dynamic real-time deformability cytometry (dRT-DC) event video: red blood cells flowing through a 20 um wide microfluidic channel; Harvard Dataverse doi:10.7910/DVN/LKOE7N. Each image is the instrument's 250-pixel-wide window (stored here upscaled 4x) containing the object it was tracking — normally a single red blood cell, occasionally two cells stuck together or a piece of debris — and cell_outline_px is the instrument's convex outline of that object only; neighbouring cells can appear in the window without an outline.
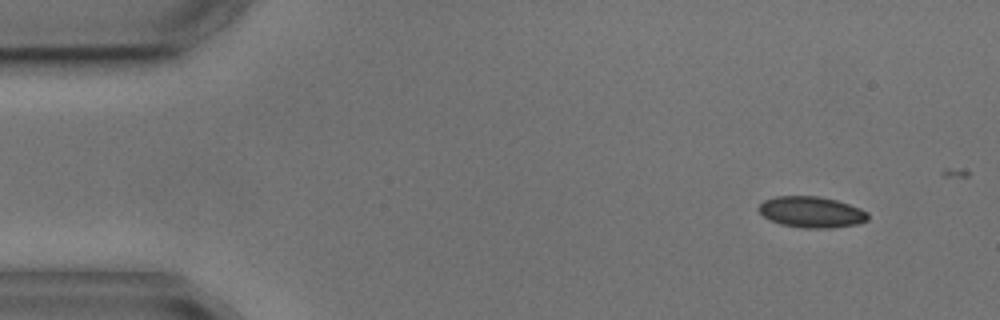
{"species": "common noctule bat (a hibernating species)", "species_latin": "Nyctalus noctula", "temperature_condition": "cold", "stored_images_in_passage": 4, "camera_frame_rate_fps": 3000, "um_per_image_px": 0.085, "animal": {"sex": "male", "body_mass_g": 17.9, "forearm_length_mm": 54.2}, "frame": {"image": 1, "passage_image": 1, "time_ms": 0.0, "image_size_px": [1000, 320], "cell_outline_px": [[868, 220], [856, 224], [832, 228], [804, 228], [780, 224], [764, 216], [756, 208], [764, 200], [776, 196], [816, 196], [836, 200], [860, 208], [868, 212]], "centroid_in_image_um": [68.97, 18.02], "position_along_channel_um": 16.0, "area_um2": 19.71}}